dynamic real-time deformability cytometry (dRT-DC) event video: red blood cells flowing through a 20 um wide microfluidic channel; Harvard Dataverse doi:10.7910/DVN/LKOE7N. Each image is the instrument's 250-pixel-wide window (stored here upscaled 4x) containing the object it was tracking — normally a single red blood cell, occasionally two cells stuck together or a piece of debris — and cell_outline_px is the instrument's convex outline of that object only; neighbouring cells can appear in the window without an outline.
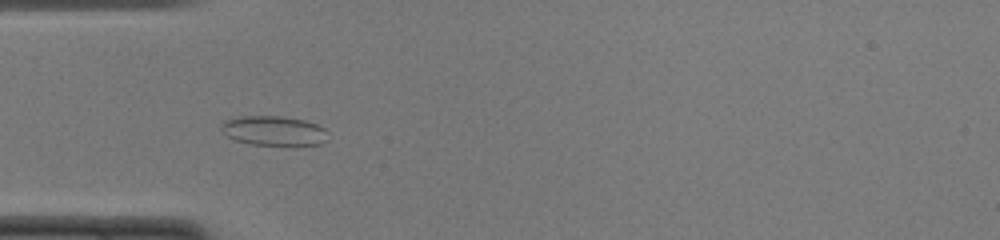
{"species": "common noctule bat (a hibernating species)", "species_latin": "Nyctalus noctula", "temperature_condition": "cold", "stored_images_in_passage": 50, "camera_frame_rate_fps": 3000, "um_per_image_px": 0.085, "animal": {"sex": "female", "body_mass_g": 22.0, "forearm_length_mm": 56.7}, "frame": {"image": 1, "passage_image": 15, "time_ms": 4.667, "image_size_px": [1000, 240], "cell_outline_px": [[324, 140], [320, 144], [252, 144], [232, 140], [220, 128], [220, 120], [240, 116], [280, 116], [304, 120], [316, 124], [324, 128]], "centroid_in_image_um": [23.14, 11.08], "position_along_channel_um": 61.9, "area_um2": 18.09}}
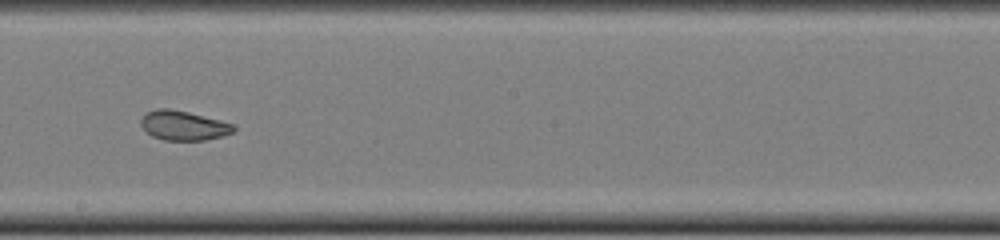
{"frame": {"image": 2, "passage_image": 28, "time_ms": 9.0, "image_size_px": [1000, 240], "cell_outline_px": [[236, 128], [232, 132], [224, 136], [204, 140], [164, 140], [152, 136], [140, 124], [140, 120], [148, 112], [156, 108], [168, 108], [188, 112], [236, 124]], "centroid_in_image_um": [15.63, 10.67], "position_along_channel_um": 232.6, "area_um2": 15.9}}
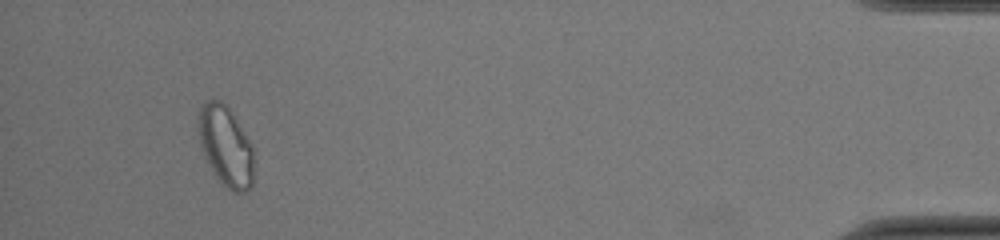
{"frame": {"image": 3, "passage_image": 47, "time_ms": 15.333, "image_size_px": [1000, 240], "cell_outline_px": [[252, 188], [244, 192], [232, 192], [216, 176], [204, 156], [200, 148], [196, 124], [200, 108], [208, 100], [220, 100], [228, 104], [252, 144]], "centroid_in_image_um": [19.16, 12.37], "position_along_channel_um": 416.0, "area_um2": 26.18}, "authors_computed_cell_mechanics": {"area_um2": 19.7098, "velocity_mm_per_s": 3.9762, "shape_relaxation_time_tau1_ms": null, "shape_relaxation_time_tau2_ms": 1.6601, "deformation_change_tau1": null, "deformation_change_tau2": 0.0669}}